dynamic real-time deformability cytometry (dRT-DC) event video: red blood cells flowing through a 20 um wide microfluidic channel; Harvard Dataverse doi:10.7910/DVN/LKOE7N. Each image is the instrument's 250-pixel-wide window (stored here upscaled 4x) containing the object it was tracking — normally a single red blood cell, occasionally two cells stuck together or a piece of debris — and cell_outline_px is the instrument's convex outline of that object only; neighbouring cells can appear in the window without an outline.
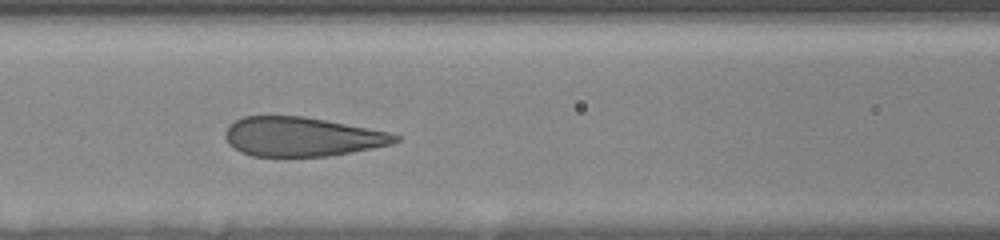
{"species": "human", "species_latin": "Homo sapiens", "temperature_condition": "room temperature", "stored_images_in_passage": 10, "camera_frame_rate_fps": 3000, "um_per_image_px": 0.085, "donor": {"sex": "female"}, "frame": {"image": 1, "passage_image": 9, "time_ms": 5.667, "image_size_px": [1000, 240], "cell_outline_px": [[400, 140], [392, 144], [352, 152], [328, 156], [252, 156], [240, 152], [228, 144], [224, 136], [224, 132], [228, 124], [244, 116], [304, 116], [388, 132], [400, 136]], "centroid_in_image_um": [25.61, 11.62], "position_along_channel_um": 141.0, "area_um2": 38.84}}
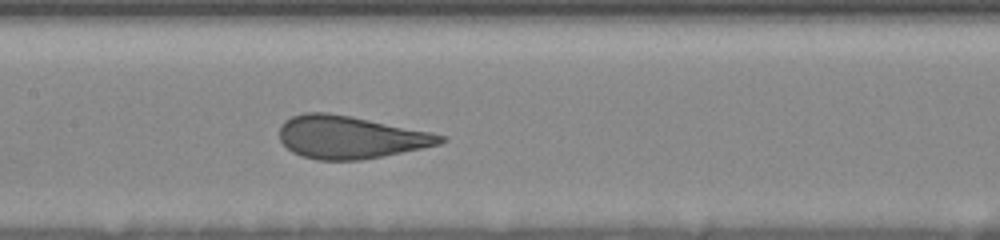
{"frame": {"image": 2, "passage_image": 10, "time_ms": 6.667, "image_size_px": [1000, 240], "cell_outline_px": [[448, 140], [440, 144], [360, 160], [316, 160], [300, 156], [292, 152], [280, 140], [280, 124], [284, 120], [292, 116], [304, 112], [328, 112], [352, 116], [428, 132], [444, 136]], "centroid_in_image_um": [29.7, 11.65], "position_along_channel_um": 177.7, "area_um2": 39.77}}